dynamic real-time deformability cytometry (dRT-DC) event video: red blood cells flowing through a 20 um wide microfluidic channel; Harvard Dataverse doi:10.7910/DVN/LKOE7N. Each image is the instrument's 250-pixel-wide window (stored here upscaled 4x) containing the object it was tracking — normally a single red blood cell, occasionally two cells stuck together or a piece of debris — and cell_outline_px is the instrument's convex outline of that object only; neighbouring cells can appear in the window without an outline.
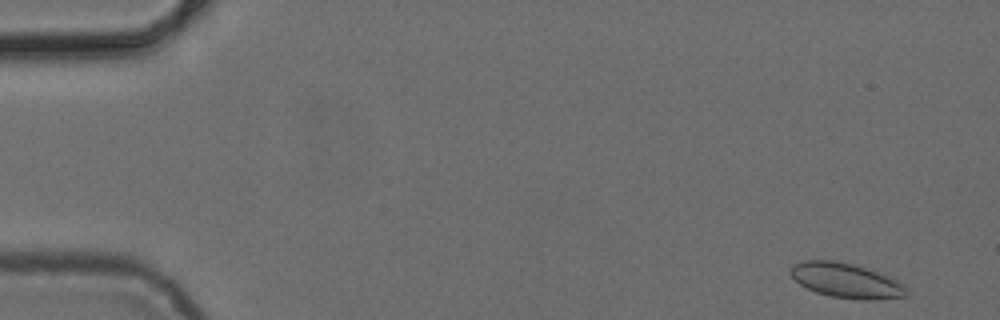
{"species": "common noctule bat (a hibernating species)", "species_latin": "Nyctalus noctula", "temperature_condition": "cold", "stored_images_in_passage": 5, "camera_frame_rate_fps": 3000, "um_per_image_px": 0.085, "animal": {"sex": "female", "body_mass_g": 24.6, "forearm_length_mm": 56.2}, "frame": {"image": 1, "passage_image": 1, "time_ms": 0.0, "image_size_px": [1000, 320], "cell_outline_px": [[908, 292], [904, 296], [876, 300], [860, 300], [828, 296], [816, 292], [800, 284], [788, 272], [788, 268], [792, 264], [804, 260], [836, 260], [852, 264], [888, 276], [904, 284], [908, 288]], "centroid_in_image_um": [71.89, 23.84], "position_along_channel_um": 13.1, "area_um2": 23.58}}